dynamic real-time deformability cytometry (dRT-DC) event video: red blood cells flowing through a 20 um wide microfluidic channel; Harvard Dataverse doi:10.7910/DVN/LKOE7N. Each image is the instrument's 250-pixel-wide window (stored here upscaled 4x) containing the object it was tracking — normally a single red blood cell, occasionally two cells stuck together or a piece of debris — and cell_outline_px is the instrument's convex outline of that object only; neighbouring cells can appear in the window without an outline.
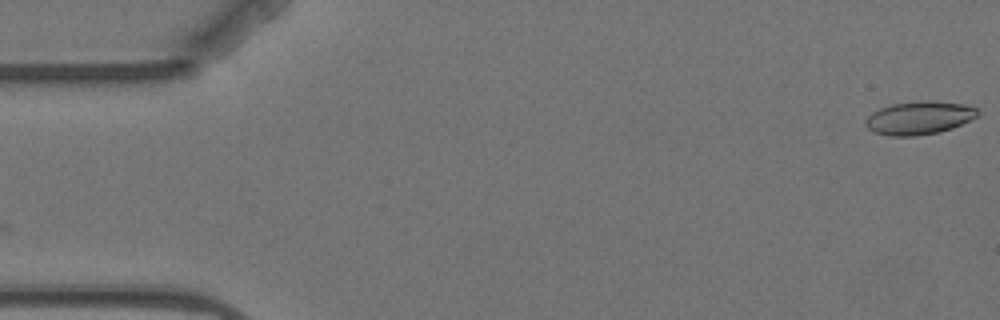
{"species": "Egyptian fruit bat (a non-hibernating species)", "species_latin": "Rousettus aegyptiacus", "temperature_condition": "warm", "stored_images_in_passage": 2, "camera_frame_rate_fps": 3000, "um_per_image_px": 0.085, "animal": {"sex": "female"}, "frame": {"image": 1, "passage_image": 2, "time_ms": 1.333, "image_size_px": [1000, 320], "cell_outline_px": [[980, 112], [976, 116], [952, 128], [940, 132], [916, 136], [892, 136], [872, 132], [864, 124], [864, 120], [872, 112], [880, 108], [892, 104], [928, 100], [932, 100], [964, 104], [976, 108]], "centroid_in_image_um": [78.09, 10.02], "position_along_channel_um": 6.9, "area_um2": 21.68}}